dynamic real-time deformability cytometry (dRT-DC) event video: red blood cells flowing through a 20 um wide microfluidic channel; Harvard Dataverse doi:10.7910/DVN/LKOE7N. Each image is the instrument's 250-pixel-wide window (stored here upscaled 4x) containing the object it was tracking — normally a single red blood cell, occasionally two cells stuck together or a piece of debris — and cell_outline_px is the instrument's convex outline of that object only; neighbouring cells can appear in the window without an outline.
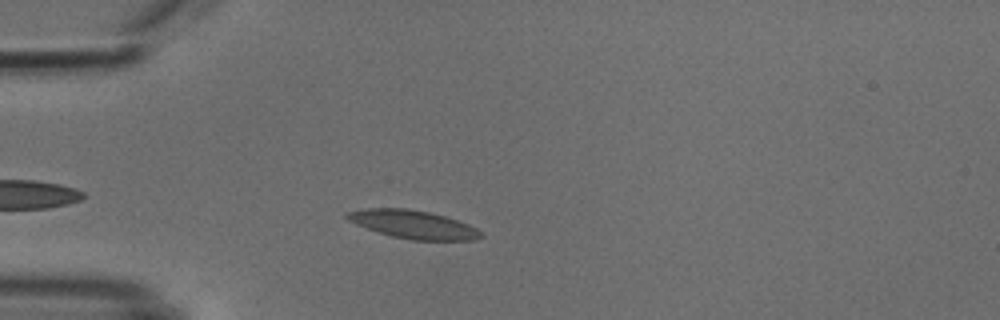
{"species": "common noctule bat (a hibernating species)", "species_latin": "Nyctalus noctula", "temperature_condition": "cold", "stored_images_in_passage": 43, "camera_frame_rate_fps": 3000, "um_per_image_px": 0.085, "animal": {"sex": "male", "body_mass_g": 18.8}, "frame": {"image": 1, "passage_image": 5, "time_ms": 1.333, "image_size_px": [1000, 320], "cell_outline_px": [[484, 236], [472, 240], [412, 240], [392, 236], [356, 224], [348, 220], [344, 216], [344, 212], [368, 208], [408, 208], [428, 212], [444, 216], [468, 224], [476, 228]], "centroid_in_image_um": [35.09, 19.07], "position_along_channel_um": 49.9, "area_um2": 21.79}}
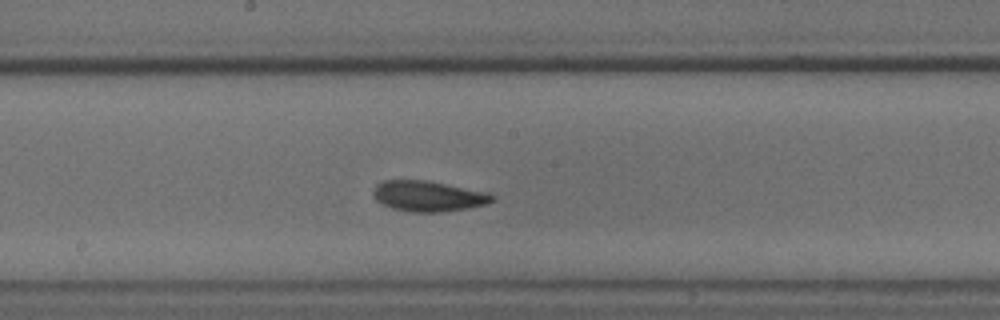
{"frame": {"image": 2, "passage_image": 19, "time_ms": 6.0, "image_size_px": [1000, 320], "cell_outline_px": [[496, 196], [488, 204], [468, 208], [440, 212], [408, 212], [392, 208], [376, 200], [372, 196], [372, 192], [376, 184], [384, 180], [424, 180], [488, 192]], "centroid_in_image_um": [36.38, 16.67], "position_along_channel_um": 211.8, "area_um2": 21.21}}
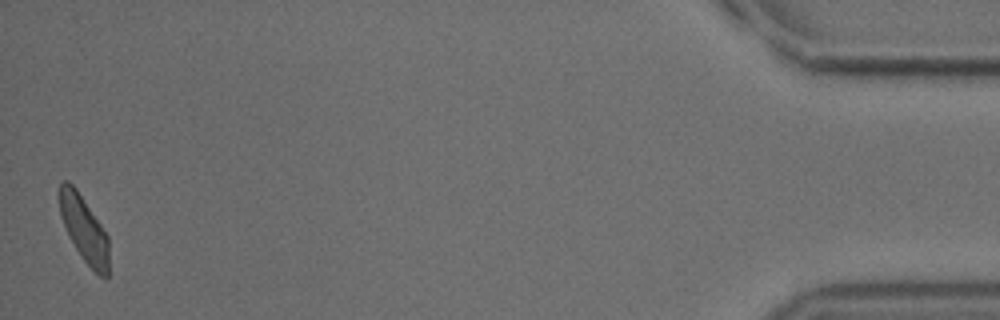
{"frame": {"image": 3, "passage_image": 43, "time_ms": 14.0, "image_size_px": [1000, 320], "cell_outline_px": [[108, 280], [100, 276], [84, 260], [68, 236], [60, 216], [60, 184], [64, 180], [68, 180], [76, 188], [108, 236]], "centroid_in_image_um": [7.14, 19.48], "position_along_channel_um": 428.1, "area_um2": 18.67}, "authors_computed_cell_mechanics": {"area_um2": 20.7502, "velocity_mm_per_s": 3.7831, "shape_relaxation_time_tau1_ms": 3.9957, "shape_relaxation_time_tau2_ms": 2.1145, "deformation_change_tau1": 0.086, "deformation_change_tau2": 0.0569}}